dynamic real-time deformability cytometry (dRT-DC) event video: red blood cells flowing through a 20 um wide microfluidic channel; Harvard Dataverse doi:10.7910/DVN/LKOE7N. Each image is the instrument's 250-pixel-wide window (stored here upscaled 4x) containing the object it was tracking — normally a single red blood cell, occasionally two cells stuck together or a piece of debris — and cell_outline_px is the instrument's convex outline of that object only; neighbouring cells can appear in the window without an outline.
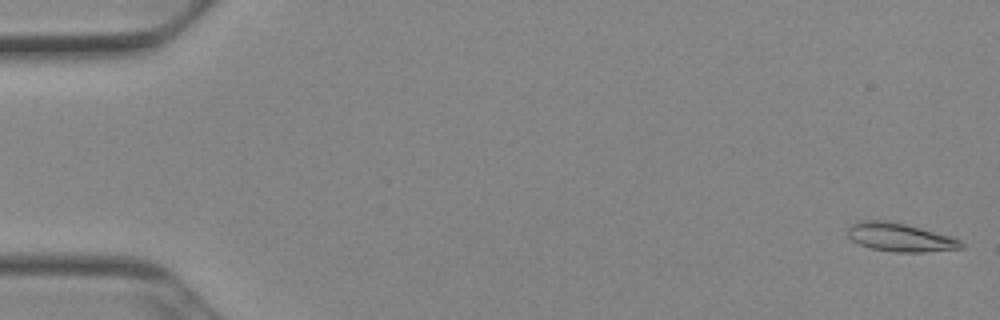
{"species": "Egyptian fruit bat (a non-hibernating species)", "species_latin": "Rousettus aegyptiacus", "temperature_condition": "cold", "stored_images_in_passage": 53, "camera_frame_rate_fps": 3000, "um_per_image_px": 0.085, "animal": {"sex": "female"}, "frame": {"image": 1, "passage_image": 1, "time_ms": 0.0, "image_size_px": [1000, 320], "cell_outline_px": [[964, 248], [924, 252], [892, 252], [872, 248], [860, 244], [852, 240], [848, 236], [848, 228], [852, 224], [860, 220], [888, 220], [920, 228], [948, 236], [960, 240], [964, 244]], "centroid_in_image_um": [76.48, 20.17], "position_along_channel_um": 8.5, "area_um2": 18.61}}
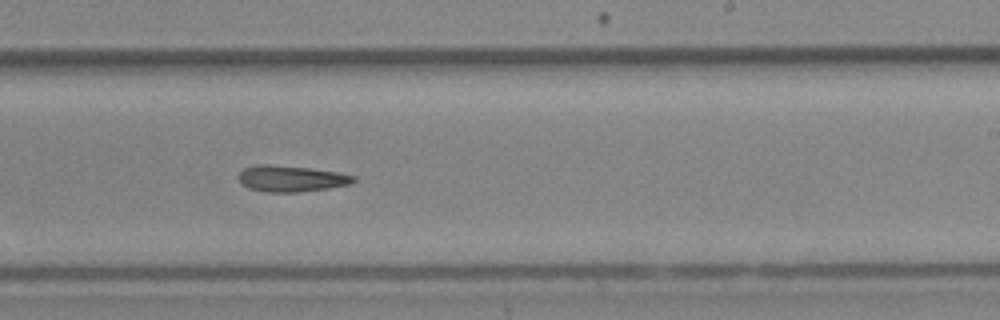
{"frame": {"image": 2, "passage_image": 32, "time_ms": 10.333, "image_size_px": [1000, 320], "cell_outline_px": [[356, 180], [352, 184], [328, 188], [300, 192], [264, 192], [248, 188], [240, 184], [236, 176], [244, 168], [256, 164], [268, 164], [308, 168], [336, 172], [356, 176]], "centroid_in_image_um": [24.7, 15.19], "position_along_channel_um": 264.3, "area_um2": 17.74}}
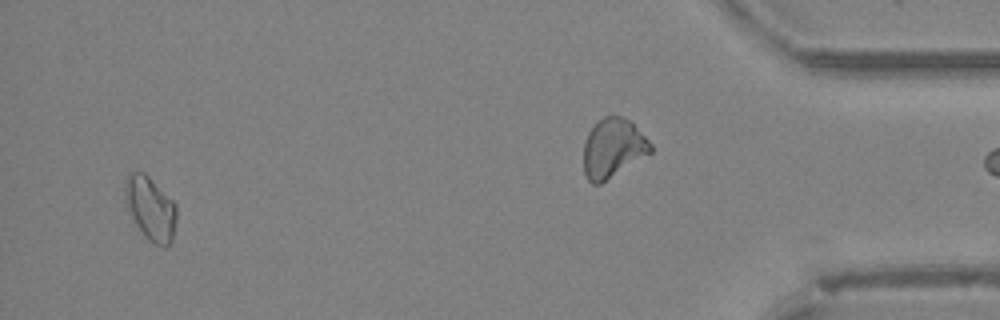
{"frame": {"image": 3, "passage_image": 50, "time_ms": 16.333, "image_size_px": [1000, 320], "cell_outline_px": [[176, 220], [172, 240], [164, 248], [148, 240], [136, 224], [124, 200], [124, 180], [128, 172], [144, 172], [176, 204]], "centroid_in_image_um": [12.77, 17.69], "position_along_channel_um": 422.4, "area_um2": 19.02}}